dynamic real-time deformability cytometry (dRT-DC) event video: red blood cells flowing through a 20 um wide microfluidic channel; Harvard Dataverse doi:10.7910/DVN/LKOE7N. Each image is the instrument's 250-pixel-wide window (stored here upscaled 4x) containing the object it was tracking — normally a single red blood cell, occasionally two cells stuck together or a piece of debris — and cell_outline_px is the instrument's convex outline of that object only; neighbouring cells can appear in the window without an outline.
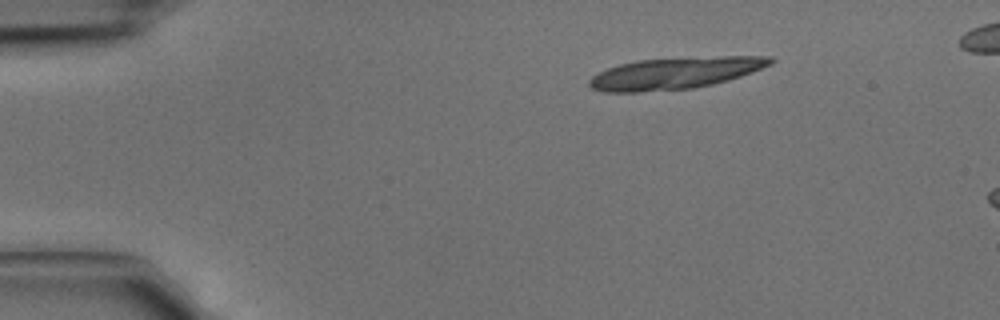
{"species": "common noctule bat (a hibernating species)", "species_latin": "Nyctalus noctula", "temperature_condition": "cold", "stored_images_in_passage": 4, "segment_of_instrument_passage": [2, 2], "camera_frame_rate_fps": 3000, "um_per_image_px": 0.085, "animal": {"sex": "male", "body_mass_g": 15.6}, "frame": {"image": 1, "passage_image": 4, "time_ms": 1.0, "image_size_px": [1000, 320], "cell_outline_px": [[776, 60], [772, 64], [752, 72], [728, 80], [712, 84], [692, 88], [640, 92], [604, 92], [592, 88], [588, 84], [588, 80], [592, 76], [608, 68], [620, 64], [640, 60], [720, 56], [772, 56]], "centroid_in_image_um": [57.41, 6.22], "position_along_channel_um": 27.6, "area_um2": 33.23}}